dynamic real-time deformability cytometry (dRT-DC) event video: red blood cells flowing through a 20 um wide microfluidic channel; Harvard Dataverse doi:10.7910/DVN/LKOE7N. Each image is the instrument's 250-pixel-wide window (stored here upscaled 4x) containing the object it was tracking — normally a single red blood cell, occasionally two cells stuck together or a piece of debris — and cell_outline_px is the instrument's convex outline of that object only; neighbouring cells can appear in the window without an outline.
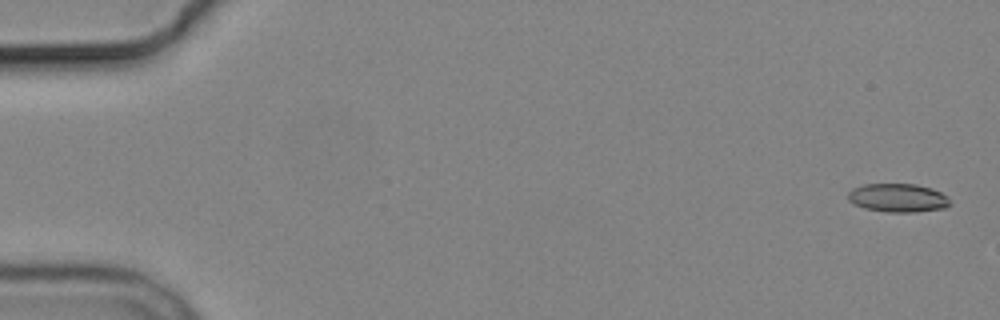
{"species": "common noctule bat (a hibernating species)", "species_latin": "Nyctalus noctula", "temperature_condition": "cold", "stored_images_in_passage": 5, "camera_frame_rate_fps": 3000, "um_per_image_px": 0.085, "animal": {"sex": "male", "body_mass_g": 19.2, "forearm_length_mm": 51.8}, "frame": {"image": 1, "passage_image": 1, "time_ms": 0.0, "image_size_px": [1000, 320], "cell_outline_px": [[952, 204], [944, 208], [916, 212], [884, 212], [864, 208], [852, 204], [848, 200], [848, 192], [852, 188], [864, 184], [916, 184], [932, 188], [948, 196]], "centroid_in_image_um": [76.32, 16.82], "position_along_channel_um": 8.7, "area_um2": 17.22}}